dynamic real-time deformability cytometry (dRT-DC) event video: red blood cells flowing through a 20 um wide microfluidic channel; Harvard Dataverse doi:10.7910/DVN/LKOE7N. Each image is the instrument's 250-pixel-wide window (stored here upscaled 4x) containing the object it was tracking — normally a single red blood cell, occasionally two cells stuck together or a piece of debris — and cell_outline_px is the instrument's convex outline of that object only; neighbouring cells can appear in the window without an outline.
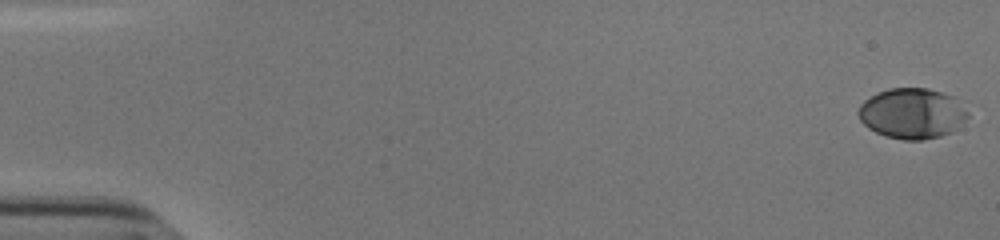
{"species": "human", "species_latin": "Homo sapiens", "temperature_condition": "cold", "stored_images_in_passage": 55, "camera_frame_rate_fps": 3000, "um_per_image_px": 0.085, "donor": {"sex": "male"}, "frame": {"image": 1, "passage_image": 1, "time_ms": 0.0, "image_size_px": [1000, 240], "cell_outline_px": [[968, 116], [952, 132], [940, 136], [924, 140], [904, 140], [884, 136], [868, 128], [860, 120], [856, 112], [860, 104], [864, 100], [876, 92], [888, 88], [928, 88], [944, 92], [952, 96], [968, 112]], "centroid_in_image_um": [77.48, 9.63], "position_along_channel_um": 7.5, "area_um2": 32.37}}
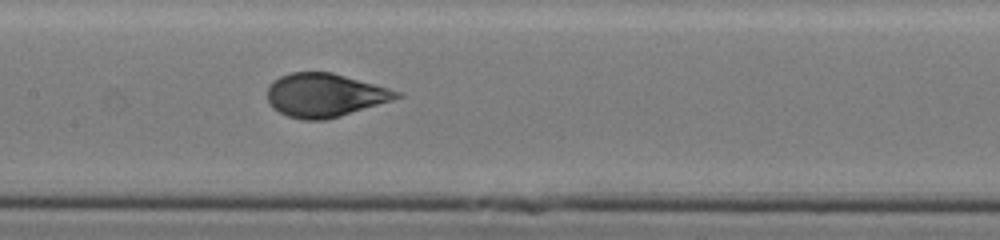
{"frame": {"image": 2, "passage_image": 28, "time_ms": 9.0, "image_size_px": [1000, 240], "cell_outline_px": [[404, 96], [392, 100], [340, 116], [324, 120], [304, 120], [288, 116], [272, 108], [268, 100], [268, 84], [272, 80], [280, 76], [292, 72], [332, 72], [388, 88], [400, 92]], "centroid_in_image_um": [27.58, 8.08], "position_along_channel_um": 179.8, "area_um2": 32.66}}
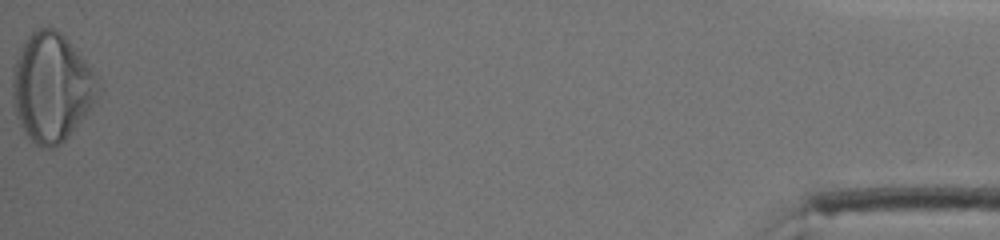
{"frame": {"image": 3, "passage_image": 55, "time_ms": 18.0, "image_size_px": [1000, 240], "cell_outline_px": [[100, 88], [96, 100], [84, 116], [68, 136], [60, 144], [52, 148], [44, 148], [36, 144], [28, 136], [20, 124], [16, 116], [12, 88], [12, 72], [20, 48], [32, 32], [36, 28], [56, 28], [64, 36], [96, 72]], "centroid_in_image_um": [4.39, 7.41], "position_along_channel_um": 430.8, "area_um2": 53.7}, "authors_computed_cell_mechanics": {"area_um2": 32.8882, "velocity_mm_per_s": 3.8167, "shape_relaxation_time_tau1_ms": 4.5938, "shape_relaxation_time_tau2_ms": null, "deformation_change_tau1": 0.1933, "deformation_change_tau2": null}}